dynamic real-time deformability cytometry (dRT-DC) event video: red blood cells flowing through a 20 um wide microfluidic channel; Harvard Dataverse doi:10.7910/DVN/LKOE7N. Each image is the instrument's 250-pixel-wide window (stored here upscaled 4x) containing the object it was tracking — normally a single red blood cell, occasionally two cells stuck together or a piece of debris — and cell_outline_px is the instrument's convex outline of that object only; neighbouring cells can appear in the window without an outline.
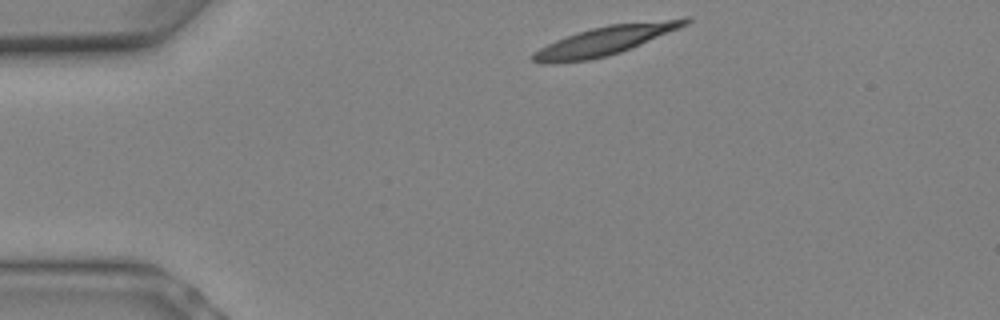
{"species": "Egyptian fruit bat (a non-hibernating species)", "species_latin": "Rousettus aegyptiacus", "temperature_condition": "warm", "stored_images_in_passage": 6, "camera_frame_rate_fps": 3000, "um_per_image_px": 0.085, "animal": {"sex": "female"}, "frame": {"image": 1, "passage_image": 1, "time_ms": 0.0, "image_size_px": [1000, 320], "cell_outline_px": [[692, 20], [688, 24], [680, 28], [620, 52], [608, 56], [588, 60], [548, 64], [544, 64], [532, 60], [532, 52], [556, 40], [592, 28], [608, 24], [684, 16], [692, 16]], "centroid_in_image_um": [51.55, 3.41], "position_along_channel_um": 33.5, "area_um2": 25.95}}
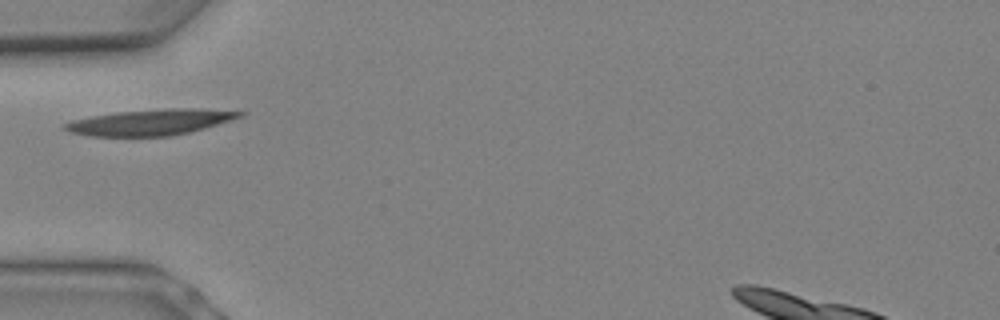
{"frame": {"image": 2, "passage_image": 4, "time_ms": 1.0, "image_size_px": [1000, 320], "cell_outline_px": [[244, 116], [204, 128], [188, 132], [168, 136], [88, 136], [68, 132], [60, 128], [60, 124], [72, 120], [92, 116], [116, 112], [168, 108], [192, 108], [244, 112]], "centroid_in_image_um": [12.68, 10.39], "position_along_channel_um": 72.3, "area_um2": 26.36}}